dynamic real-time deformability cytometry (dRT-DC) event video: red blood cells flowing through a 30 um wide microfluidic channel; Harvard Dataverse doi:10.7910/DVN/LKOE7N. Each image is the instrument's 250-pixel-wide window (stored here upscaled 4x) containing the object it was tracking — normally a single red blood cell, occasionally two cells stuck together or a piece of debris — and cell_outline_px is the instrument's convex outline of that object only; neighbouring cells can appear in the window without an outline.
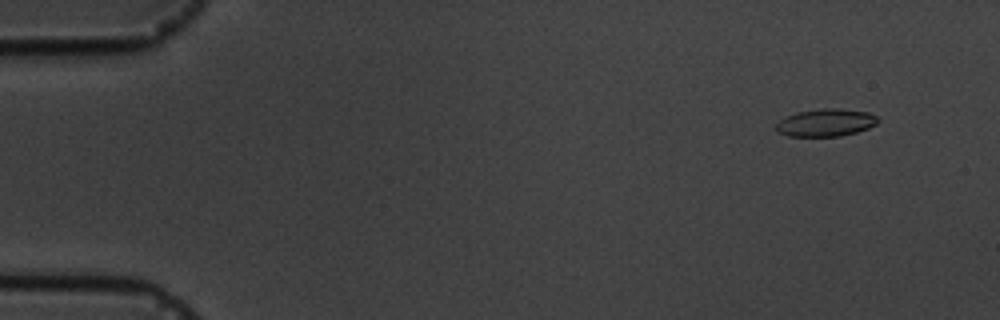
{"species": "common noctule bat (a hibernating species)", "species_latin": "Nyctalus noctula", "temperature_condition": "cold", "stored_images_in_passage": 8, "camera_frame_rate_fps": 3000, "um_per_image_px": 0.085, "animal": {"sex": "male", "body_mass_g": 19.5, "forearm_length_mm": 54.6}, "frame": {"image": 1, "passage_image": 1, "time_ms": 0.0, "image_size_px": [1000, 320], "cell_outline_px": [[880, 120], [876, 124], [868, 128], [856, 132], [840, 136], [788, 136], [776, 132], [776, 124], [784, 116], [796, 112], [824, 108], [840, 108], [868, 112], [876, 116]], "centroid_in_image_um": [70.17, 10.42], "position_along_channel_um": 14.8, "area_um2": 16.47}}
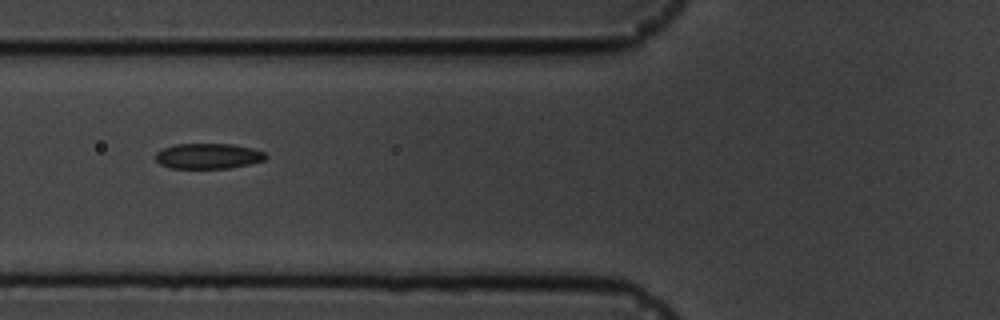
{"frame": {"image": 2, "passage_image": 6, "time_ms": 5.667, "image_size_px": [1000, 320], "cell_outline_px": [[268, 156], [264, 160], [248, 164], [228, 168], [172, 168], [160, 164], [156, 160], [156, 152], [164, 148], [176, 144], [232, 144], [252, 148], [264, 152]], "centroid_in_image_um": [17.7, 13.26], "position_along_channel_um": 108.1, "area_um2": 16.18}}
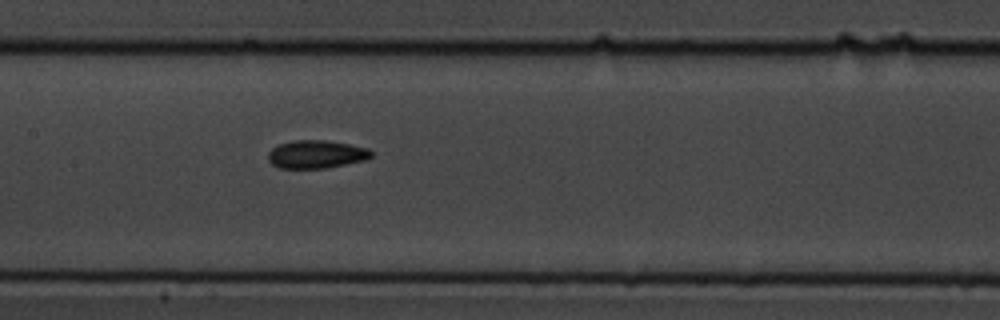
{"frame": {"image": 3, "passage_image": 8, "time_ms": 7.667, "image_size_px": [1000, 320], "cell_outline_px": [[372, 156], [364, 160], [324, 168], [280, 168], [272, 164], [268, 160], [268, 152], [272, 148], [280, 144], [292, 140], [324, 140], [348, 144], [368, 148], [372, 152]], "centroid_in_image_um": [26.85, 13.11], "position_along_channel_um": 180.5, "area_um2": 16.7}}